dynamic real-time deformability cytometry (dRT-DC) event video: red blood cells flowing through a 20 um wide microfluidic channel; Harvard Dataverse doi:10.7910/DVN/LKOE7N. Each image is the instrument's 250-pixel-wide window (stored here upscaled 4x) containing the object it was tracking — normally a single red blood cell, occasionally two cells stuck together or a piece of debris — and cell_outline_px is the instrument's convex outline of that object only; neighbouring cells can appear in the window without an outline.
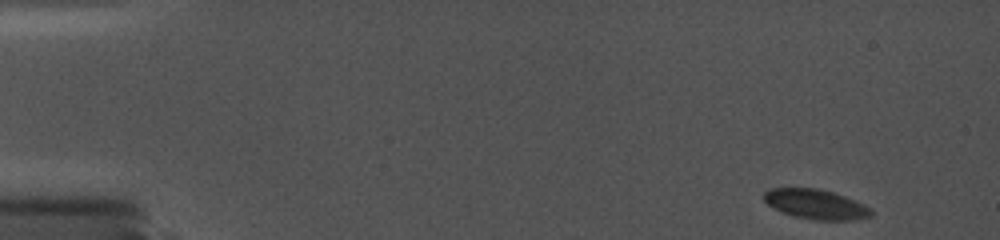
{"species": "common noctule bat (a hibernating species)", "species_latin": "Nyctalus noctula", "temperature_condition": "cold", "stored_images_in_passage": 10, "camera_frame_rate_fps": 5000, "um_per_image_px": 0.085, "animal": {"sex": "female", "body_mass_g": 19.0, "forearm_length_mm": 56.7}, "frame": {"image": 1, "passage_image": 1, "time_ms": 0.0, "image_size_px": [1000, 240], "cell_outline_px": [[872, 216], [852, 220], [816, 220], [792, 216], [768, 204], [764, 200], [764, 192], [768, 188], [820, 188], [844, 196], [864, 204], [872, 208]], "centroid_in_image_um": [69.36, 17.36], "position_along_channel_um": 15.6, "area_um2": 18.55}}
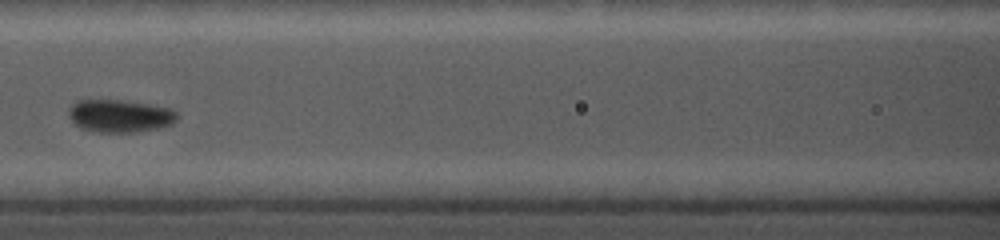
{"frame": {"image": 2, "passage_image": 7, "time_ms": 7.2, "image_size_px": [1000, 240], "cell_outline_px": [[176, 120], [172, 124], [160, 128], [136, 132], [96, 132], [72, 124], [68, 116], [68, 108], [76, 100], [124, 100], [172, 108], [176, 112]], "centroid_in_image_um": [10.16, 9.85], "position_along_channel_um": 156.4, "area_um2": 20.87}}
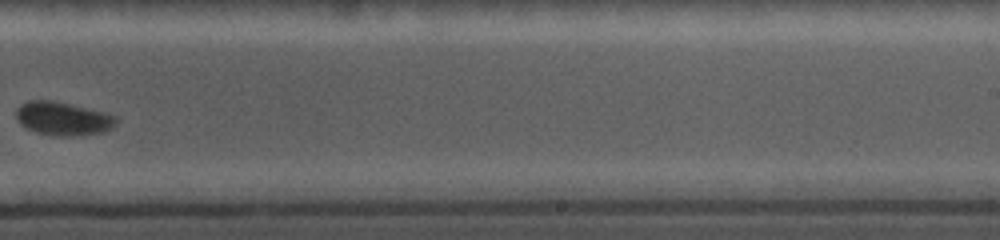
{"frame": {"image": 3, "passage_image": 10, "time_ms": 10.6, "image_size_px": [1000, 240], "cell_outline_px": [[116, 124], [112, 128], [104, 132], [80, 136], [52, 136], [36, 132], [24, 128], [16, 120], [16, 108], [20, 104], [28, 100], [52, 100], [104, 112], [116, 116]], "centroid_in_image_um": [5.31, 10.09], "position_along_channel_um": 283.7, "area_um2": 19.83}}